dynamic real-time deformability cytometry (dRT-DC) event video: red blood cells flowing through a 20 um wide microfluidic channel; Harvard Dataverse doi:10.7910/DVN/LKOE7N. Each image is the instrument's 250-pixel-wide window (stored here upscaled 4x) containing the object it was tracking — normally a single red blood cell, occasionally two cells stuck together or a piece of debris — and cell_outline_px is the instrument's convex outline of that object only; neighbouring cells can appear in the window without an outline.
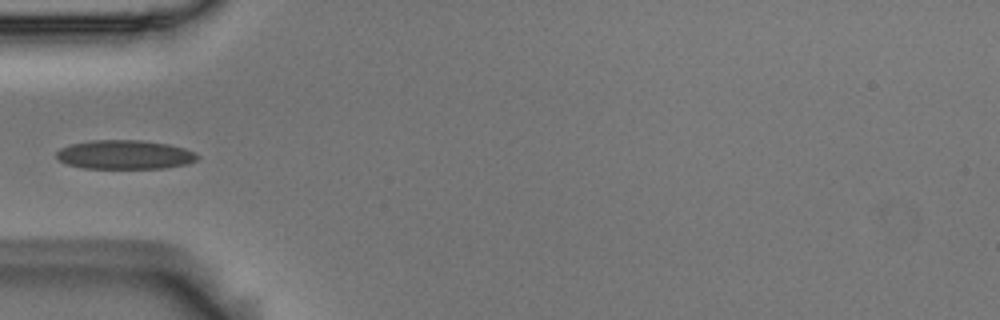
{"species": "Egyptian fruit bat (a non-hibernating species)", "species_latin": "Rousettus aegyptiacus", "temperature_condition": "room temperature", "stored_images_in_passage": 4, "camera_frame_rate_fps": 3000, "um_per_image_px": 0.085, "animal": {"sex": "male"}, "frame": {"image": 1, "passage_image": 4, "time_ms": 1.0, "image_size_px": [1000, 320], "cell_outline_px": [[200, 156], [196, 160], [188, 164], [164, 168], [84, 168], [68, 164], [60, 160], [56, 156], [56, 152], [60, 148], [68, 144], [92, 140], [144, 140], [168, 144], [184, 148], [196, 152]], "centroid_in_image_um": [10.62, 13.14], "position_along_channel_um": 74.4, "area_um2": 23.99}}